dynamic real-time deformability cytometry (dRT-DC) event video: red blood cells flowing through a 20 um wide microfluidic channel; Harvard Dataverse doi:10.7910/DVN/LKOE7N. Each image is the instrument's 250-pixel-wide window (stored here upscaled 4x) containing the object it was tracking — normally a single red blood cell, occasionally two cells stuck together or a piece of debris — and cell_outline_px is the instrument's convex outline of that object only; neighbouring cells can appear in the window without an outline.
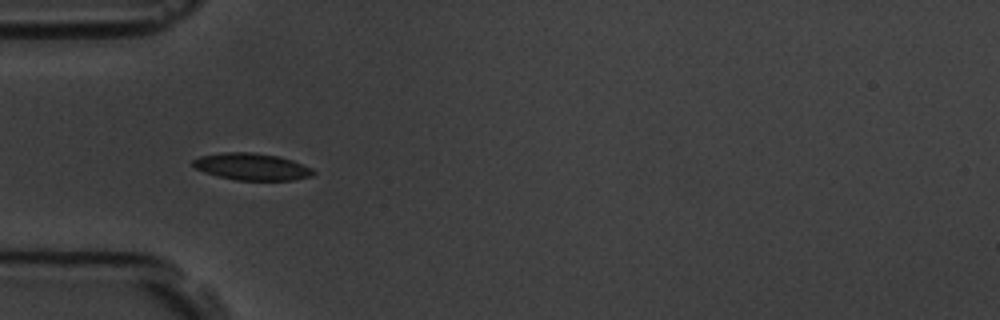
{"species": "common noctule bat (a hibernating species)", "species_latin": "Nyctalus noctula", "temperature_condition": "room temperature", "stored_images_in_passage": 5, "camera_frame_rate_fps": 3000, "um_per_image_px": 0.085, "animal": {"sex": "male", "body_mass_g": 19.5, "forearm_length_mm": 54.6}, "frame": {"image": 1, "passage_image": 4, "time_ms": 4.667, "image_size_px": [1000, 320], "cell_outline_px": [[316, 172], [312, 176], [292, 180], [236, 180], [216, 176], [204, 172], [196, 168], [192, 164], [192, 160], [200, 156], [220, 152], [252, 152], [276, 156], [292, 160], [312, 168]], "centroid_in_image_um": [21.38, 14.17], "position_along_channel_um": 63.6, "area_um2": 18.9}}
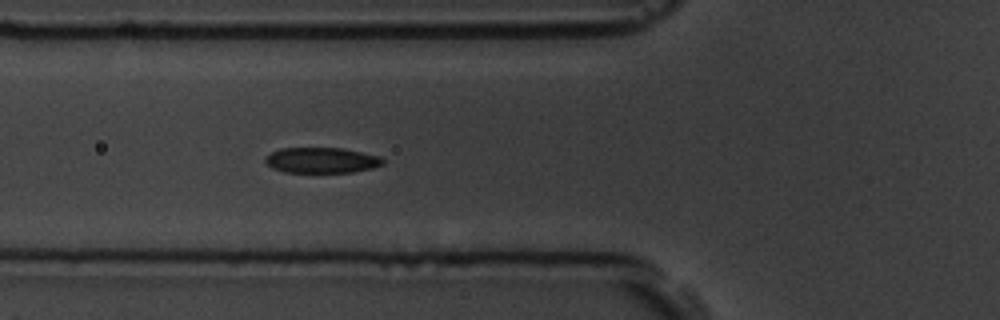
{"frame": {"image": 2, "passage_image": 5, "time_ms": 5.667, "image_size_px": [1000, 320], "cell_outline_px": [[384, 164], [372, 168], [352, 172], [284, 172], [272, 168], [264, 160], [264, 156], [280, 148], [340, 148], [380, 156], [384, 160]], "centroid_in_image_um": [27.31, 13.62], "position_along_channel_um": 98.5, "area_um2": 17.46}}